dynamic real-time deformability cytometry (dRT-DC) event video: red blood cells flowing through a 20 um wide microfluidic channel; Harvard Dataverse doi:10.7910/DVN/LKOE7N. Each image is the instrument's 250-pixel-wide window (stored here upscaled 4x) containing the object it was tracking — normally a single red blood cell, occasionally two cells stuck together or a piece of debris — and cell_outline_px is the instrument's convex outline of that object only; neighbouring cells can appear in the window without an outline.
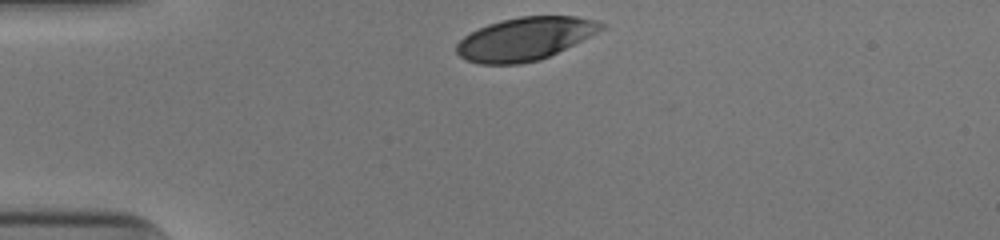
{"species": "human", "species_latin": "Homo sapiens", "temperature_condition": "cold", "stored_images_in_passage": 30, "camera_frame_rate_fps": 3000, "um_per_image_px": 0.085, "donor": {"sex": "male"}, "frame": {"image": 1, "passage_image": 1, "time_ms": 0.0, "image_size_px": [1000, 240], "cell_outline_px": [[608, 24], [604, 28], [540, 60], [520, 64], [480, 64], [468, 60], [460, 56], [456, 52], [456, 44], [464, 36], [488, 24], [500, 20], [520, 16], [576, 16]], "centroid_in_image_um": [44.58, 3.29], "position_along_channel_um": 40.4, "area_um2": 35.72}}
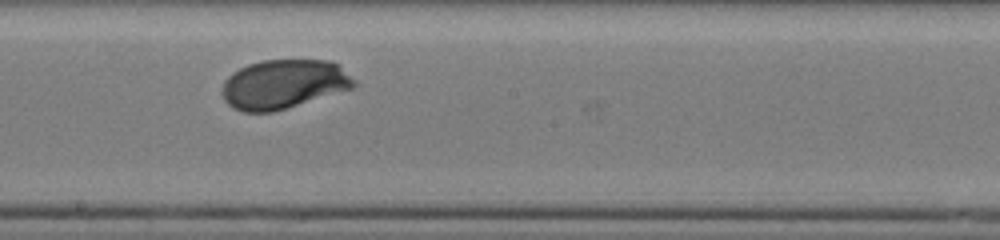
{"frame": {"image": 2, "passage_image": 18, "time_ms": 5.667, "image_size_px": [1000, 240], "cell_outline_px": [[356, 84], [352, 88], [272, 112], [244, 112], [232, 108], [224, 100], [224, 80], [232, 72], [248, 64], [264, 60], [328, 60], [340, 64], [356, 80]], "centroid_in_image_um": [24.13, 7.14], "position_along_channel_um": 224.1, "area_um2": 37.63}}
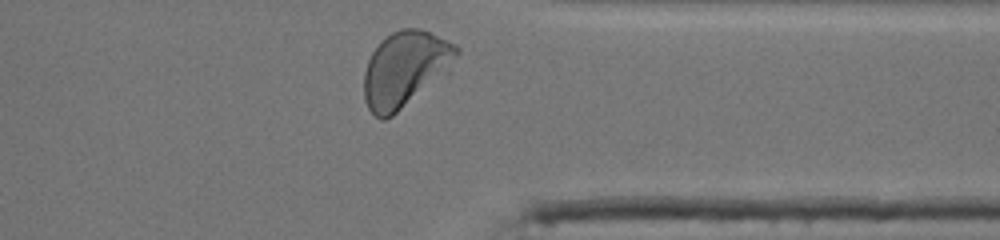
{"frame": {"image": 3, "passage_image": 30, "time_ms": 9.667, "image_size_px": [1000, 240], "cell_outline_px": [[460, 52], [456, 56], [392, 116], [384, 120], [380, 120], [368, 108], [364, 100], [364, 72], [368, 60], [372, 52], [392, 32], [404, 28], [420, 28], [456, 44], [460, 48]], "centroid_in_image_um": [34.32, 5.82], "position_along_channel_um": 377.1, "area_um2": 38.38}, "authors_computed_cell_mechanics": {"area_um2": 37.7145, "velocity_mm_per_s": 3.8938, "shape_relaxation_time_tau1_ms": 2.114, "shape_relaxation_time_tau2_ms": null, "deformation_change_tau1": 0.1259, "deformation_change_tau2": null}}